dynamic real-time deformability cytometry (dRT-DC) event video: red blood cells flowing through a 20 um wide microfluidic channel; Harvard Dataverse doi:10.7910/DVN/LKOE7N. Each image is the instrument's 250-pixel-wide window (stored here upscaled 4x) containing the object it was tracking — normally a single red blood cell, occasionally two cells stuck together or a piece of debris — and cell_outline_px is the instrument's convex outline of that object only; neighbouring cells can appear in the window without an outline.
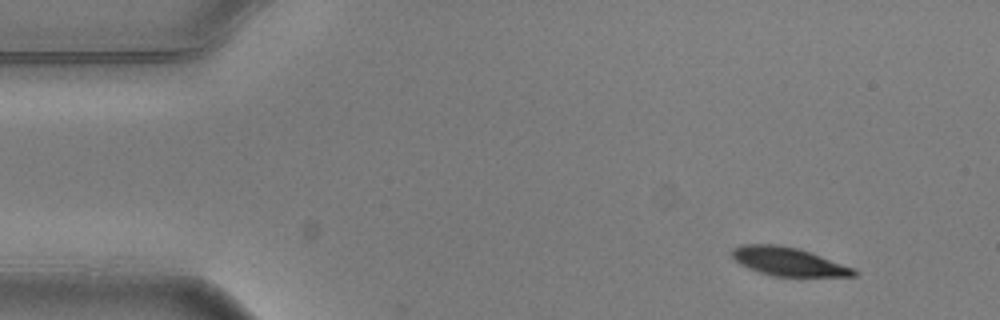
{"species": "common noctule bat (a hibernating species)", "species_latin": "Nyctalus noctula", "temperature_condition": "warm", "stored_images_in_passage": 4, "camera_frame_rate_fps": 3000, "um_per_image_px": 0.085, "animal": {"sex": "male", "body_mass_g": 20.5, "forearm_length_mm": 52.5}, "frame": {"image": 1, "passage_image": 1, "time_ms": 0.0, "image_size_px": [1000, 320], "cell_outline_px": [[860, 272], [856, 276], [772, 276], [748, 268], [740, 264], [732, 256], [732, 248], [740, 244], [780, 244], [796, 248], [820, 256], [852, 268]], "centroid_in_image_um": [66.96, 22.23], "position_along_channel_um": 18.0, "area_um2": 19.94}}
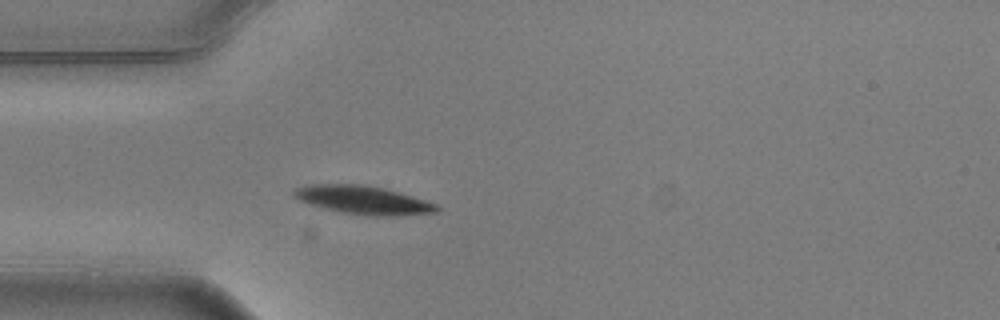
{"frame": {"image": 2, "passage_image": 4, "time_ms": 1.0, "image_size_px": [1000, 320], "cell_outline_px": [[440, 212], [396, 216], [368, 216], [340, 212], [320, 208], [308, 204], [292, 196], [292, 192], [296, 188], [312, 184], [360, 184], [384, 188], [400, 192], [436, 204], [440, 208]], "centroid_in_image_um": [30.86, 17.01], "position_along_channel_um": 54.1, "area_um2": 23.87}}